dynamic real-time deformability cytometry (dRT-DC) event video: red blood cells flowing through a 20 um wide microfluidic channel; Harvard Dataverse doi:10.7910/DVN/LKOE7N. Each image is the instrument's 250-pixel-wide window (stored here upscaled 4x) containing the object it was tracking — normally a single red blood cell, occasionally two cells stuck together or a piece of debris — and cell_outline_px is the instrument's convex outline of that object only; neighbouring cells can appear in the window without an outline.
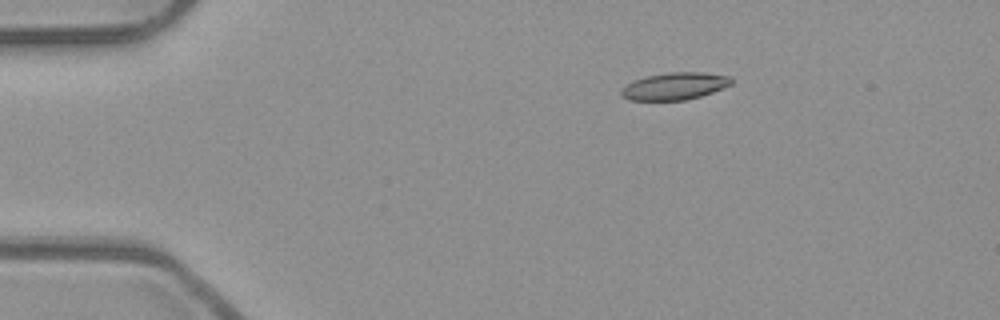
{"species": "common noctule bat (a hibernating species)", "species_latin": "Nyctalus noctula", "temperature_condition": "room temperature", "stored_images_in_passage": 3, "camera_frame_rate_fps": 3000, "um_per_image_px": 0.085, "animal": {"sex": "male", "body_mass_g": 23.1, "forearm_length_mm": 52.7}, "frame": {"image": 1, "passage_image": 1, "time_ms": 0.0, "image_size_px": [1000, 320], "cell_outline_px": [[732, 84], [712, 92], [700, 96], [684, 100], [628, 100], [620, 96], [620, 88], [632, 80], [648, 76], [668, 72], [704, 72], [732, 76]], "centroid_in_image_um": [57.31, 7.31], "position_along_channel_um": 27.7, "area_um2": 17.63}}
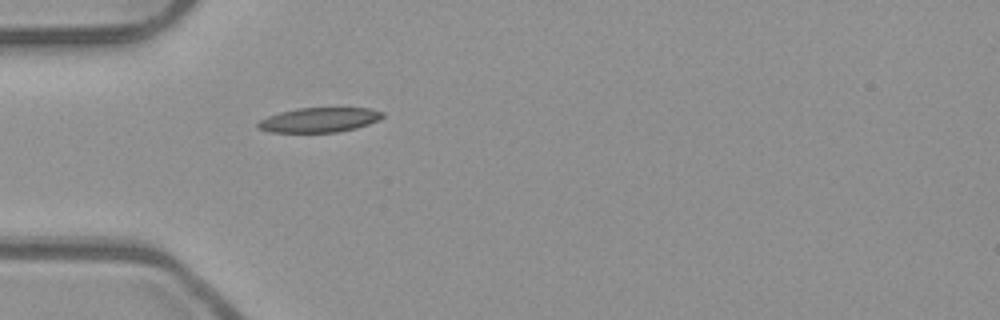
{"frame": {"image": 2, "passage_image": 3, "time_ms": 0.667, "image_size_px": [1000, 320], "cell_outline_px": [[384, 116], [380, 120], [356, 128], [336, 132], [268, 132], [256, 128], [256, 124], [260, 120], [268, 116], [280, 112], [296, 108], [368, 108], [384, 112]], "centroid_in_image_um": [27.12, 10.19], "position_along_channel_um": 57.9, "area_um2": 17.98}}